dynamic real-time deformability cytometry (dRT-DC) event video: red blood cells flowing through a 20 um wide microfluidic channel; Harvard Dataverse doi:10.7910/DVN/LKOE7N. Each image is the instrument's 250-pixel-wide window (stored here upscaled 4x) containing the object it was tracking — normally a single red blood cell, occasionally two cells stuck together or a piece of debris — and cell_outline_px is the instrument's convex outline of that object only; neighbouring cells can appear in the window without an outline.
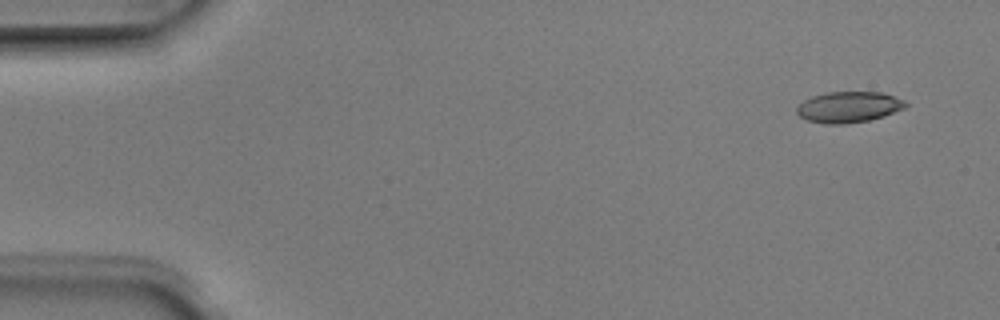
{"species": "Egyptian fruit bat (a non-hibernating species)", "species_latin": "Rousettus aegyptiacus", "temperature_condition": "room temperature", "stored_images_in_passage": 4, "camera_frame_rate_fps": 3000, "um_per_image_px": 0.085, "animal": {"sex": "male"}, "frame": {"image": 1, "passage_image": 1, "time_ms": 0.0, "image_size_px": [1000, 320], "cell_outline_px": [[908, 104], [904, 108], [884, 116], [868, 120], [844, 124], [824, 124], [808, 120], [800, 116], [796, 112], [796, 108], [804, 100], [812, 96], [828, 92], [880, 92], [904, 100]], "centroid_in_image_um": [72.12, 9.1], "position_along_channel_um": 12.9, "area_um2": 19.48}}
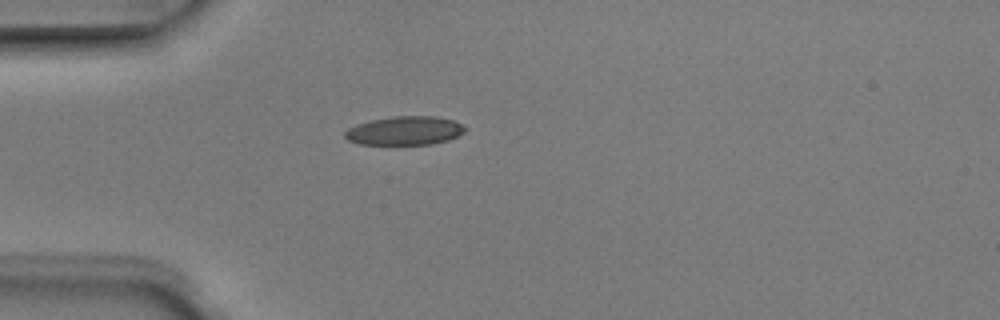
{"frame": {"image": 2, "passage_image": 4, "time_ms": 1.0, "image_size_px": [1000, 320], "cell_outline_px": [[468, 128], [464, 132], [448, 140], [432, 144], [360, 144], [348, 140], [344, 136], [344, 132], [348, 128], [356, 124], [372, 120], [392, 116], [436, 116], [452, 120]], "centroid_in_image_um": [34.39, 11.1], "position_along_channel_um": 50.6, "area_um2": 20.06}}